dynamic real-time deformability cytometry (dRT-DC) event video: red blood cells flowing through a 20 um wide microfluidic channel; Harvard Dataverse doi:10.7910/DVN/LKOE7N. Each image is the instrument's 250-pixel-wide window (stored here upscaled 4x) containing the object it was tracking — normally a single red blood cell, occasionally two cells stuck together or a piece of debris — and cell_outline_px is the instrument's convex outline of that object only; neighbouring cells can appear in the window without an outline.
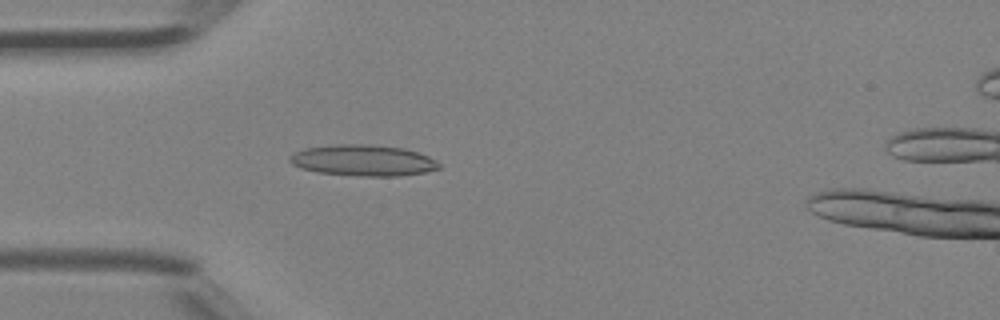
{"species": "Egyptian fruit bat (a non-hibernating species)", "species_latin": "Rousettus aegyptiacus", "temperature_condition": "room temperature", "stored_images_in_passage": 4, "camera_frame_rate_fps": 3000, "um_per_image_px": 0.085, "animal": {"sex": "female"}, "frame": {"image": 1, "passage_image": 3, "time_ms": 0.667, "image_size_px": [1000, 320], "cell_outline_px": [[440, 168], [424, 172], [400, 176], [364, 176], [316, 172], [300, 168], [292, 164], [288, 160], [288, 156], [304, 148], [336, 144], [368, 144], [404, 148], [428, 156], [440, 164]], "centroid_in_image_um": [30.83, 13.63], "position_along_channel_um": 54.2, "area_um2": 27.05}}